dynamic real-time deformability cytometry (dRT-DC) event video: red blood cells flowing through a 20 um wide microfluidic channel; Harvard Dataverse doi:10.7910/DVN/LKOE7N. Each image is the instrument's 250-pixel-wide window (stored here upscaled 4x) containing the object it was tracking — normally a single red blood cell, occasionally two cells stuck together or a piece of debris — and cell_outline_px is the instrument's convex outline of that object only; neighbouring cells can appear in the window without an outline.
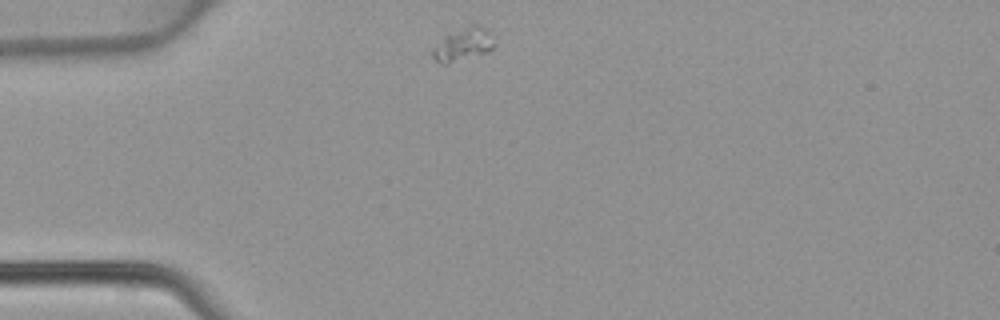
{"species": "common noctule bat (a hibernating species)", "species_latin": "Nyctalus noctula", "temperature_condition": "warm", "stored_images_in_passage": 38, "camera_frame_rate_fps": 3000, "um_per_image_px": 0.085, "animal": {"sex": "female", "body_mass_g": 22.7, "forearm_length_mm": 54.2}, "frame": {"image": 1, "passage_image": 1, "time_ms": 0.0, "image_size_px": [1000, 320], "cell_outline_px": [[492, 48], [488, 52], [448, 64], [444, 64], [436, 60], [432, 56], [432, 48], [444, 36], [472, 24], [476, 24], [480, 28], [492, 44]], "centroid_in_image_um": [39.24, 3.84], "position_along_channel_um": 45.8, "area_um2": 11.04}}
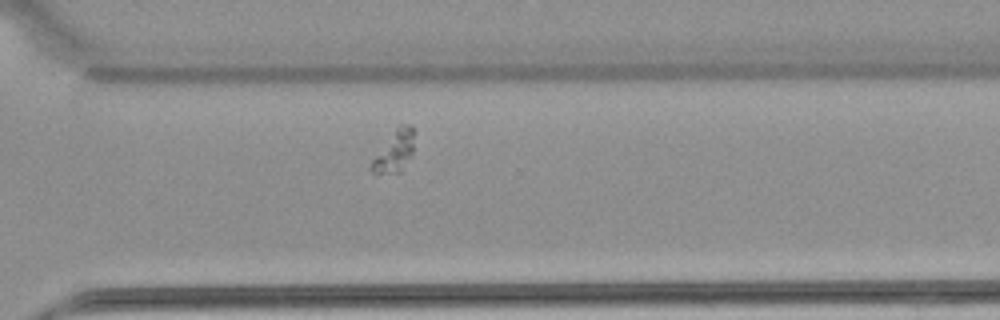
{"frame": {"image": 2, "passage_image": 24, "time_ms": 7.667, "image_size_px": [1000, 320], "cell_outline_px": [[416, 132], [412, 156], [400, 172], [376, 176], [372, 172], [372, 160], [396, 128], [400, 124], [412, 124], [416, 128]], "centroid_in_image_um": [33.6, 12.85], "position_along_channel_um": 337.0, "area_um2": 10.58}}
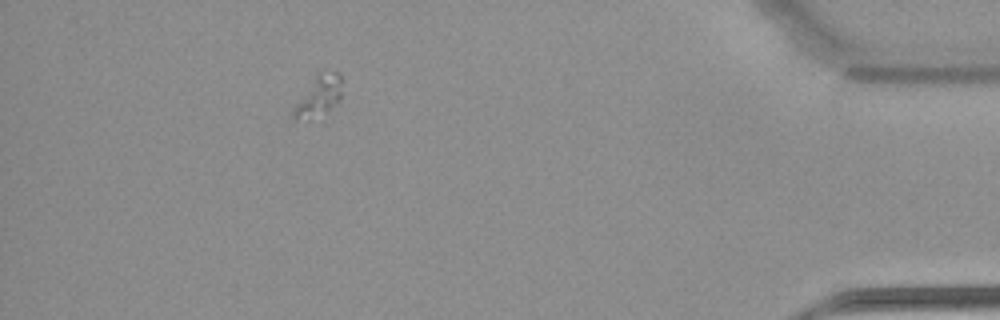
{"frame": {"image": 3, "passage_image": 33, "time_ms": 10.667, "image_size_px": [1000, 320], "cell_outline_px": [[340, 100], [328, 108], [308, 120], [292, 116], [292, 108], [316, 72], [340, 72]], "centroid_in_image_um": [27.04, 8.11], "position_along_channel_um": 408.2, "area_um2": 11.04}}